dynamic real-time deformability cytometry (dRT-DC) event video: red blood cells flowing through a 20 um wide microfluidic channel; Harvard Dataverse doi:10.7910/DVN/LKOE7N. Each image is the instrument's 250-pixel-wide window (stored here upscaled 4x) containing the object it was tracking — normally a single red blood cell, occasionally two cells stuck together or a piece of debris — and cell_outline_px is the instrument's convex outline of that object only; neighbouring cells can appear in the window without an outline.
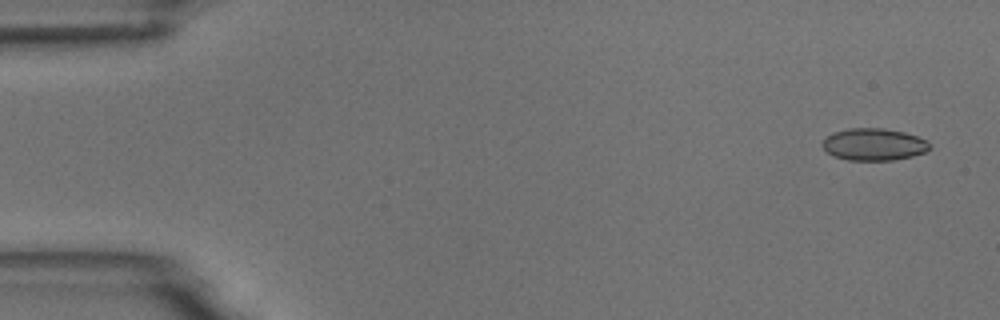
{"species": "common noctule bat (a hibernating species)", "species_latin": "Nyctalus noctula", "temperature_condition": "room temperature", "stored_images_in_passage": 6, "camera_frame_rate_fps": 3000, "um_per_image_px": 0.085, "animal": {"sex": "male", "body_mass_g": 18.8}, "frame": {"image": 1, "passage_image": 1, "time_ms": 0.0, "image_size_px": [1000, 320], "cell_outline_px": [[932, 148], [924, 152], [912, 156], [892, 160], [848, 160], [836, 156], [828, 152], [820, 144], [832, 132], [848, 128], [884, 128], [904, 132], [928, 140]], "centroid_in_image_um": [74.29, 12.26], "position_along_channel_um": 10.7, "area_um2": 20.06}}
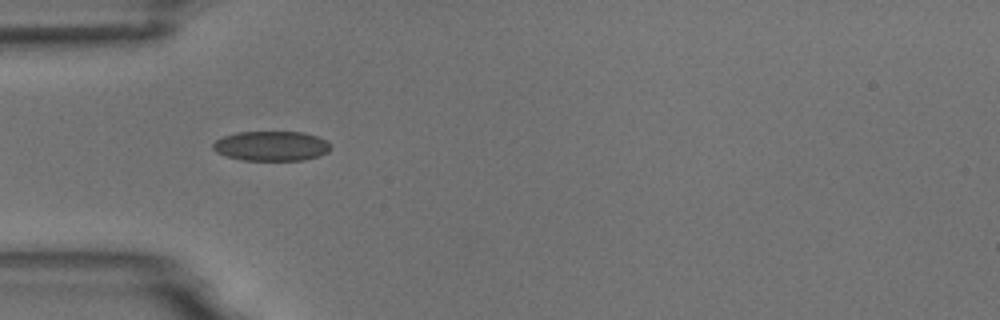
{"frame": {"image": 2, "passage_image": 5, "time_ms": 4.667, "image_size_px": [1000, 320], "cell_outline_px": [[332, 148], [328, 152], [320, 156], [304, 160], [240, 160], [216, 152], [212, 148], [212, 144], [216, 140], [224, 136], [236, 132], [304, 132], [316, 136], [332, 144]], "centroid_in_image_um": [23.09, 12.41], "position_along_channel_um": 61.9, "area_um2": 20.52}}